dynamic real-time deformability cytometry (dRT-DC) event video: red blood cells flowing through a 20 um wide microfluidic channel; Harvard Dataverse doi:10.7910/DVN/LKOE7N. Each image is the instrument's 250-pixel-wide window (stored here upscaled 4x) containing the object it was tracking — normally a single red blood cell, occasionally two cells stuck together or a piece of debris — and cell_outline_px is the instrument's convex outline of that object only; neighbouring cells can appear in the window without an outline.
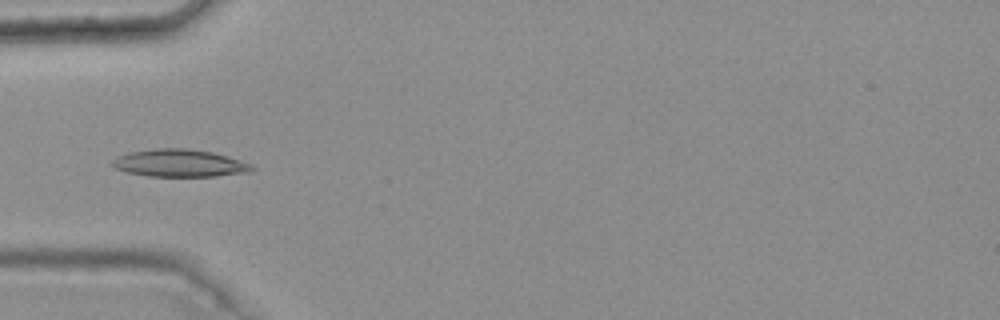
{"species": "common noctule bat (a hibernating species)", "species_latin": "Nyctalus noctula", "temperature_condition": "warm", "stored_images_in_passage": 7, "camera_frame_rate_fps": 3000, "um_per_image_px": 0.085, "animal": {"sex": "female", "body_mass_g": 25.1}, "frame": {"image": 1, "passage_image": 5, "time_ms": 1.333, "image_size_px": [1000, 320], "cell_outline_px": [[256, 168], [252, 172], [216, 176], [148, 176], [128, 172], [116, 168], [112, 164], [112, 160], [128, 152], [156, 148], [188, 148], [212, 152], [252, 164]], "centroid_in_image_um": [15.3, 13.87], "position_along_channel_um": 69.7, "area_um2": 22.25}}
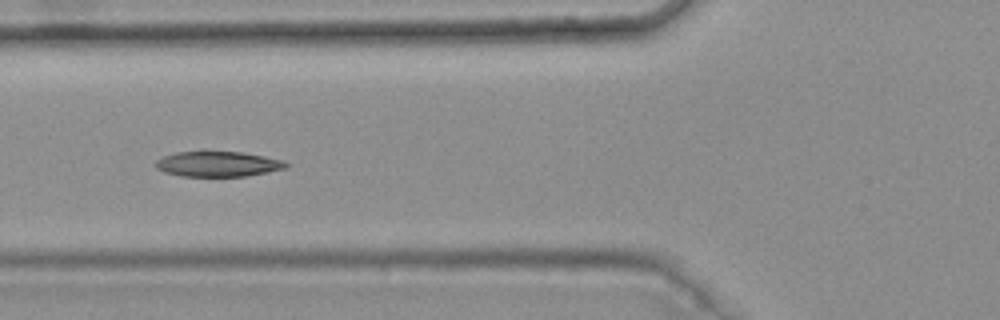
{"frame": {"image": 2, "passage_image": 6, "time_ms": 1.667, "image_size_px": [1000, 320], "cell_outline_px": [[288, 168], [248, 176], [180, 176], [164, 172], [156, 168], [152, 164], [156, 160], [164, 156], [176, 152], [244, 152], [284, 160], [288, 164]], "centroid_in_image_um": [18.52, 13.95], "position_along_channel_um": 107.3, "area_um2": 19.31}}
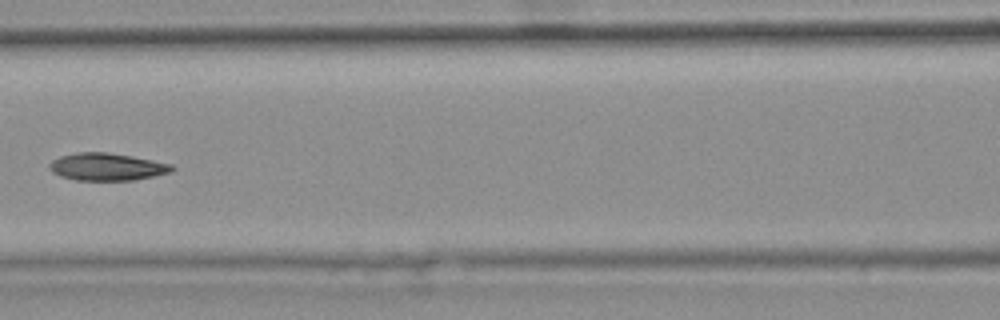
{"frame": {"image": 3, "passage_image": 7, "time_ms": 2.0, "image_size_px": [1000, 320], "cell_outline_px": [[176, 168], [172, 172], [132, 180], [76, 180], [60, 176], [52, 172], [48, 168], [48, 164], [52, 160], [60, 156], [76, 152], [108, 152], [132, 156], [172, 164]], "centroid_in_image_um": [9.07, 14.17], "position_along_channel_um": 157.5, "area_um2": 19.65}}